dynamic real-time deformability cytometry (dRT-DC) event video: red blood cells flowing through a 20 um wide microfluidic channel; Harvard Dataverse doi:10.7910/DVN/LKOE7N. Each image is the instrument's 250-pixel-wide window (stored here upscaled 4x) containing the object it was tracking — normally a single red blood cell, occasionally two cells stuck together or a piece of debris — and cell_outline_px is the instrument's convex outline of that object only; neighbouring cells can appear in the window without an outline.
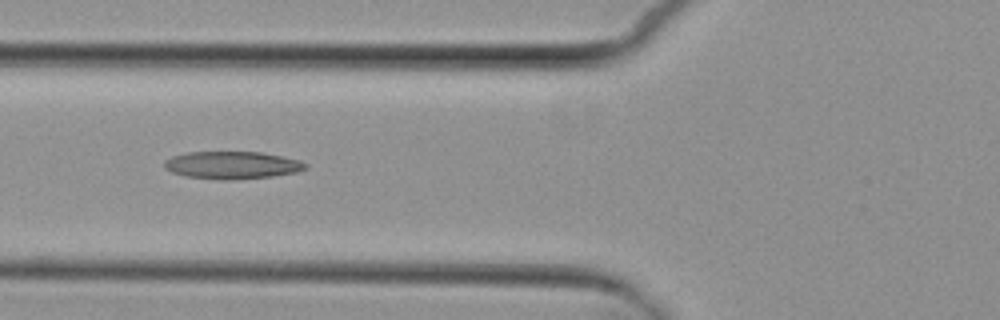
{"species": "common noctule bat (a hibernating species)", "species_latin": "Nyctalus noctula", "temperature_condition": "cold", "stored_images_in_passage": 7, "camera_frame_rate_fps": 3000, "um_per_image_px": 0.085, "animal": {"sex": "female", "body_mass_g": 29.2, "forearm_length_mm": 56.3}, "frame": {"image": 1, "passage_image": 5, "time_ms": 4.667, "image_size_px": [1000, 320], "cell_outline_px": [[308, 168], [296, 172], [272, 176], [236, 180], [224, 180], [184, 176], [172, 172], [164, 168], [164, 160], [172, 156], [188, 152], [260, 152], [284, 156], [300, 160], [308, 164]], "centroid_in_image_um": [19.75, 14.04], "position_along_channel_um": 106.1, "area_um2": 22.83}}
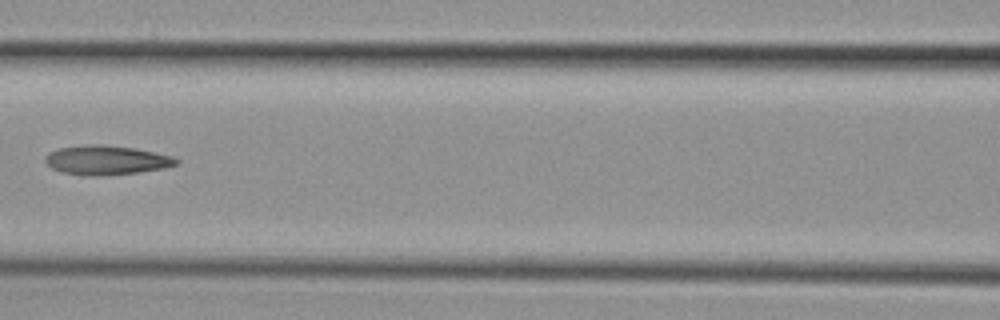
{"frame": {"image": 2, "passage_image": 6, "time_ms": 6.0, "image_size_px": [1000, 320], "cell_outline_px": [[180, 160], [176, 164], [164, 168], [140, 172], [104, 176], [84, 176], [60, 172], [52, 168], [44, 160], [44, 156], [48, 152], [60, 148], [84, 144], [104, 144], [136, 148], [172, 156]], "centroid_in_image_um": [9.01, 13.61], "position_along_channel_um": 157.6, "area_um2": 22.72}}
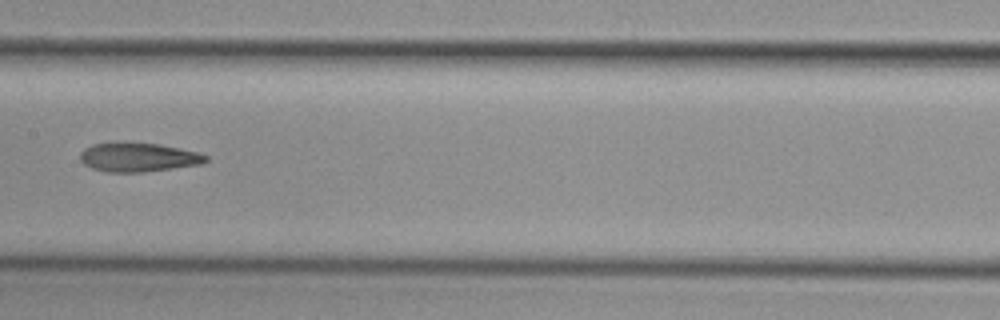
{"frame": {"image": 3, "passage_image": 7, "time_ms": 7.0, "image_size_px": [1000, 320], "cell_outline_px": [[208, 160], [200, 164], [144, 172], [104, 172], [92, 168], [84, 164], [80, 160], [80, 152], [84, 148], [92, 144], [120, 140], [160, 144], [200, 152], [208, 156]], "centroid_in_image_um": [11.71, 13.33], "position_along_channel_um": 195.7, "area_um2": 21.85}}